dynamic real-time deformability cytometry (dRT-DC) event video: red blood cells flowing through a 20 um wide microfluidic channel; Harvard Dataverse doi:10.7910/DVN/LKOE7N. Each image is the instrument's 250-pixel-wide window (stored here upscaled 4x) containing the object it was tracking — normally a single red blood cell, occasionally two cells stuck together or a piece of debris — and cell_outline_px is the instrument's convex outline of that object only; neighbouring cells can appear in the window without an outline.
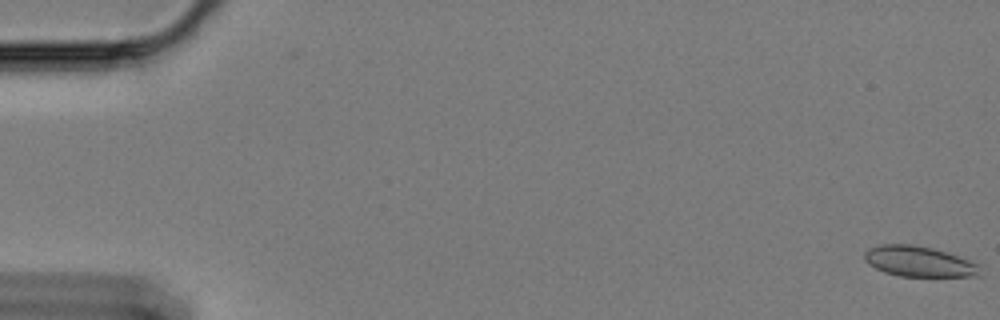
{"species": "Egyptian fruit bat (a non-hibernating species)", "species_latin": "Rousettus aegyptiacus", "temperature_condition": "cold", "stored_images_in_passage": 60, "camera_frame_rate_fps": 3000, "um_per_image_px": 0.085, "animal": {"sex": "female"}, "frame": {"image": 1, "passage_image": 1, "time_ms": 0.0, "image_size_px": [1000, 320], "cell_outline_px": [[980, 276], [900, 276], [884, 272], [868, 264], [864, 260], [864, 252], [868, 248], [880, 244], [912, 244], [932, 248], [948, 252], [980, 264]], "centroid_in_image_um": [78.1, 22.21], "position_along_channel_um": 6.9, "area_um2": 20.69}}
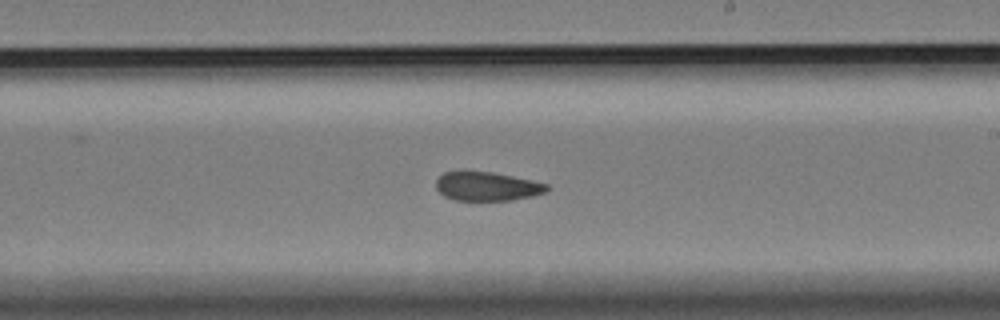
{"frame": {"image": 2, "passage_image": 36, "time_ms": 11.667, "image_size_px": [1000, 320], "cell_outline_px": [[548, 192], [532, 196], [512, 200], [456, 200], [444, 196], [436, 188], [436, 180], [444, 172], [492, 172], [532, 180], [548, 184]], "centroid_in_image_um": [41.42, 15.85], "position_along_channel_um": 247.6, "area_um2": 18.5}}
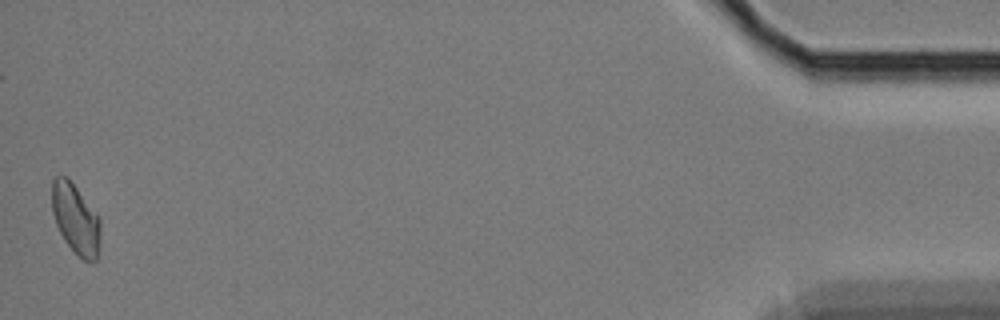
{"frame": {"image": 3, "passage_image": 60, "time_ms": 19.667, "image_size_px": [1000, 320], "cell_outline_px": [[100, 240], [96, 260], [92, 264], [84, 260], [64, 240], [56, 224], [52, 212], [52, 180], [56, 176], [68, 176], [100, 220]], "centroid_in_image_um": [6.42, 18.61], "position_along_channel_um": 428.8, "area_um2": 19.59}, "authors_computed_cell_mechanics": {"area_um2": 20.1433, "velocity_mm_per_s": 3.3522, "shape_relaxation_time_tau1_ms": null, "shape_relaxation_time_tau2_ms": 3.3479, "deformation_change_tau1": null, "deformation_change_tau2": 0.0811}}